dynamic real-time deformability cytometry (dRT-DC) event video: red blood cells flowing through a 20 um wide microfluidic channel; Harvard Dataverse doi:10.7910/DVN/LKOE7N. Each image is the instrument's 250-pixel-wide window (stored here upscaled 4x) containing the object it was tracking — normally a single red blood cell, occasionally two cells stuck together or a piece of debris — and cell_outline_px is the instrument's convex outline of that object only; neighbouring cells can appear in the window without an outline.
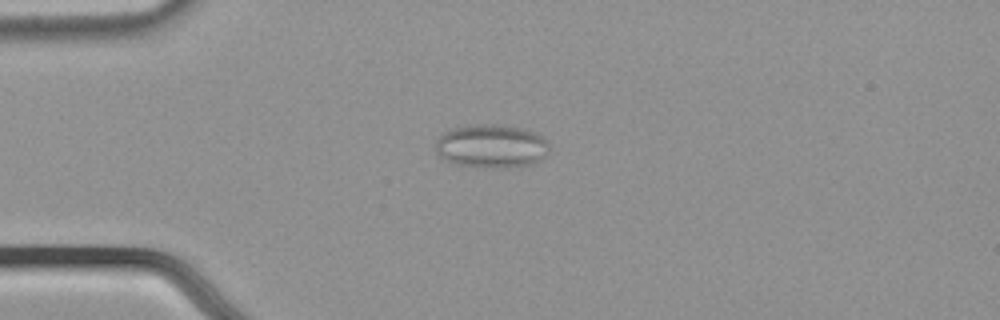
{"species": "common noctule bat (a hibernating species)", "species_latin": "Nyctalus noctula", "temperature_condition": "cold", "stored_images_in_passage": 51, "camera_frame_rate_fps": 3000, "um_per_image_px": 0.085, "animal": {"sex": "male", "body_mass_g": 21.5, "forearm_length_mm": 52.0}, "frame": {"image": 1, "passage_image": 10, "time_ms": 3.0, "image_size_px": [1000, 320], "cell_outline_px": [[548, 148], [544, 156], [540, 160], [532, 164], [492, 168], [456, 164], [440, 156], [436, 148], [436, 140], [448, 128], [476, 124], [500, 124], [524, 128], [536, 132], [548, 144]], "centroid_in_image_um": [41.75, 12.39], "position_along_channel_um": 43.2, "area_um2": 28.67}}
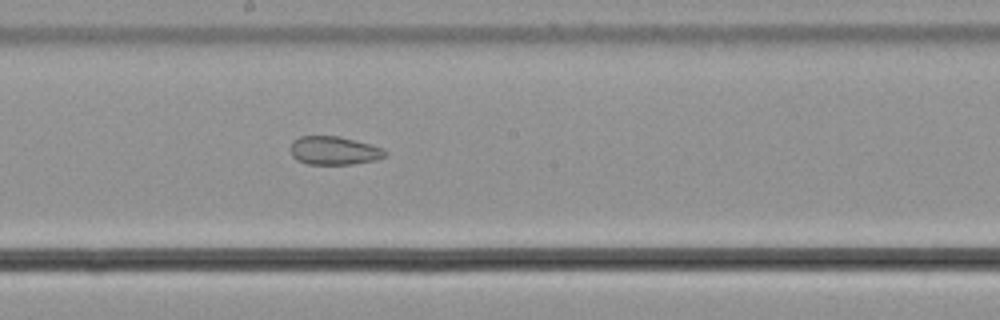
{"frame": {"image": 2, "passage_image": 26, "time_ms": 8.333, "image_size_px": [1000, 320], "cell_outline_px": [[388, 152], [384, 156], [376, 160], [352, 164], [308, 164], [296, 160], [292, 156], [288, 148], [292, 140], [300, 136], [340, 136], [384, 148]], "centroid_in_image_um": [28.35, 12.79], "position_along_channel_um": 219.9, "area_um2": 15.9}}
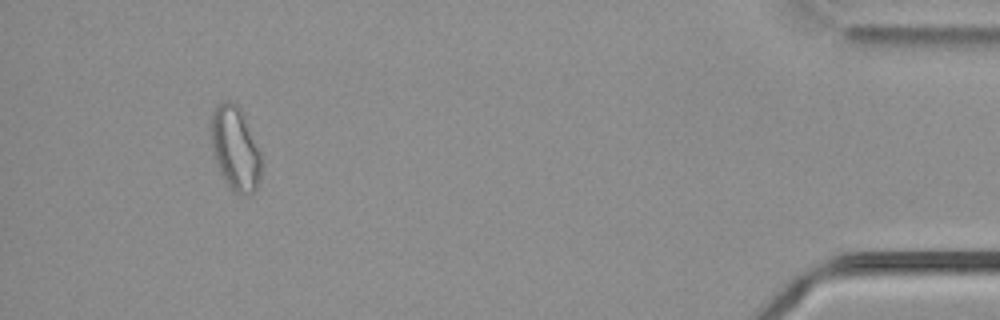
{"frame": {"image": 3, "passage_image": 47, "time_ms": 15.333, "image_size_px": [1000, 320], "cell_outline_px": [[264, 164], [260, 180], [256, 192], [248, 196], [240, 196], [228, 184], [220, 172], [212, 152], [212, 112], [216, 104], [224, 100], [232, 100], [240, 108], [244, 116], [264, 160]], "centroid_in_image_um": [20.05, 12.66], "position_along_channel_um": 415.2, "area_um2": 25.03}, "authors_computed_cell_mechanics": {"area_um2": 21.3282, "velocity_mm_per_s": 3.767, "shape_relaxation_time_tau1_ms": null, "shape_relaxation_time_tau2_ms": 3.7868, "deformation_change_tau1": null, "deformation_change_tau2": 0.0982}}